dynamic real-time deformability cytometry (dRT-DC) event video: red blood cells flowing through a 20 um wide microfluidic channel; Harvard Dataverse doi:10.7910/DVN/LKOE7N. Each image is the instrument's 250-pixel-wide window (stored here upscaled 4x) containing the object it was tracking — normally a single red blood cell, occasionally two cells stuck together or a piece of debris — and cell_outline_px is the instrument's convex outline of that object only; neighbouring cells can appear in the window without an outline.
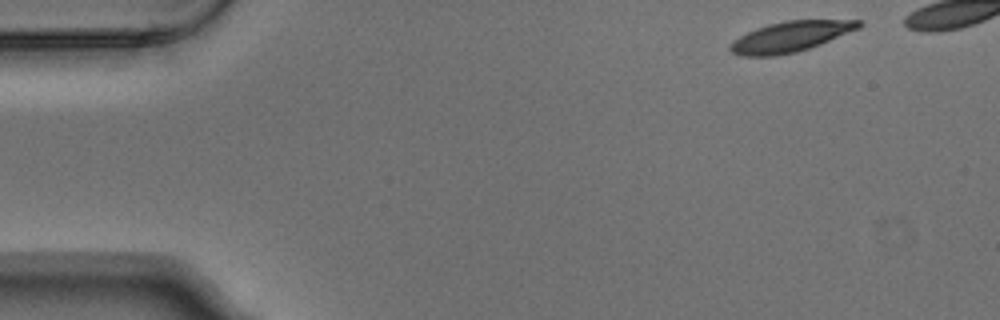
{"species": "Egyptian fruit bat (a non-hibernating species)", "species_latin": "Rousettus aegyptiacus", "temperature_condition": "warm", "stored_images_in_passage": 5, "camera_frame_rate_fps": 3000, "um_per_image_px": 0.085, "animal": {"sex": "male"}, "frame": {"image": 1, "passage_image": 1, "time_ms": 0.0, "image_size_px": [1000, 320], "cell_outline_px": [[864, 24], [860, 28], [820, 44], [796, 52], [776, 56], [740, 56], [732, 52], [728, 48], [732, 40], [756, 28], [768, 24], [784, 20], [860, 20]], "centroid_in_image_um": [67.18, 3.11], "position_along_channel_um": 17.8, "area_um2": 22.83}}